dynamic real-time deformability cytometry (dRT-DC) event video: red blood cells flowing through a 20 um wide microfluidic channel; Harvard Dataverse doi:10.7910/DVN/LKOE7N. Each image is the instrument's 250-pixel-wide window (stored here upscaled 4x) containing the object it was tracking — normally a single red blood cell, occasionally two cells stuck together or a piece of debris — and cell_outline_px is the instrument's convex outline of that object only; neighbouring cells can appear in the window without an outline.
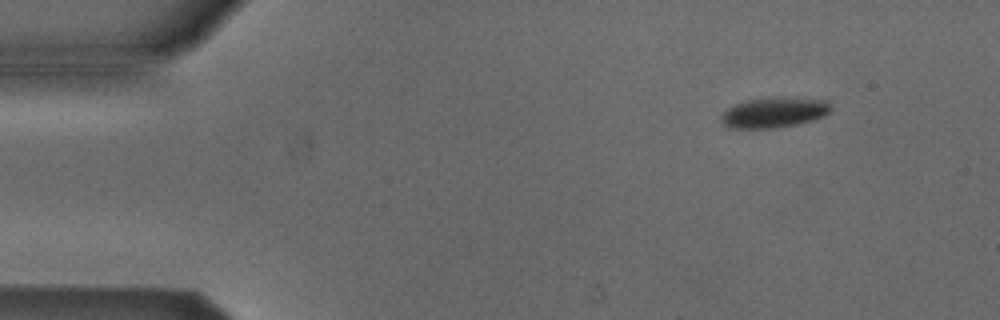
{"species": "Egyptian fruit bat (a non-hibernating species)", "species_latin": "Rousettus aegyptiacus", "temperature_condition": "cold", "stored_images_in_passage": 8, "camera_frame_rate_fps": 3000, "um_per_image_px": 0.085, "animal": {"sex": "male"}, "frame": {"image": 1, "passage_image": 1, "time_ms": 0.0, "image_size_px": [1000, 320], "cell_outline_px": [[832, 108], [828, 112], [812, 120], [796, 124], [772, 128], [732, 128], [724, 124], [720, 120], [720, 116], [728, 108], [736, 104], [748, 100], [828, 100]], "centroid_in_image_um": [65.74, 9.61], "position_along_channel_um": 19.3, "area_um2": 18.09}}
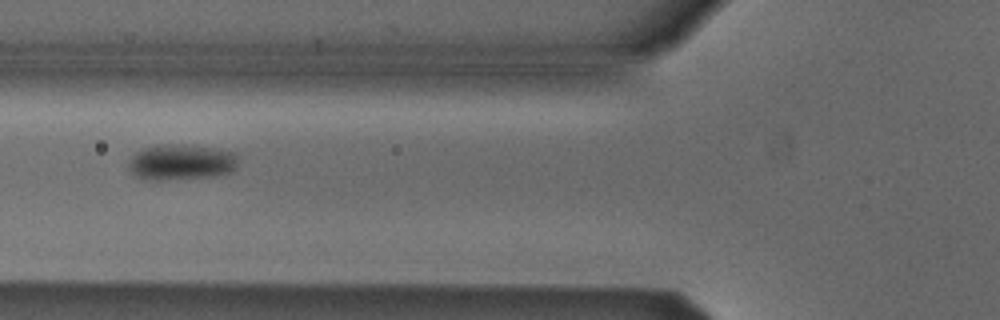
{"frame": {"image": 2, "passage_image": 4, "time_ms": 4.667, "image_size_px": [1000, 320], "cell_outline_px": [[236, 168], [232, 172], [212, 176], [160, 180], [152, 180], [136, 176], [128, 168], [128, 164], [132, 156], [136, 152], [144, 148], [160, 144], [184, 144], [212, 148], [236, 152]], "centroid_in_image_um": [15.39, 13.77], "position_along_channel_um": 110.4, "area_um2": 22.72}}
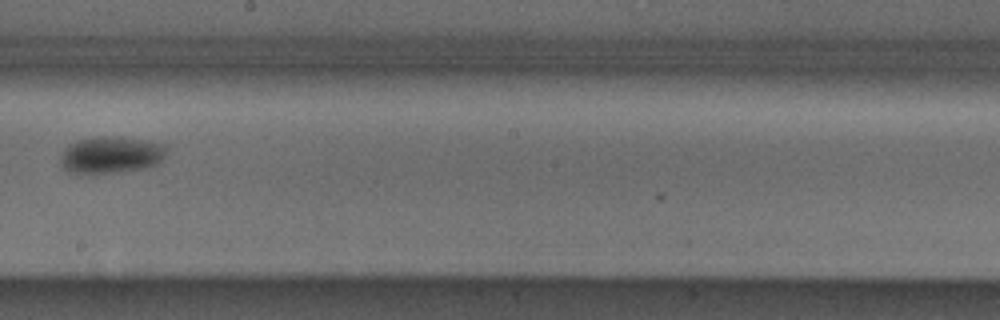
{"frame": {"image": 3, "passage_image": 7, "time_ms": 8.0, "image_size_px": [1000, 320], "cell_outline_px": [[164, 160], [160, 164], [148, 168], [120, 172], [72, 172], [64, 168], [60, 164], [60, 156], [68, 144], [76, 140], [100, 136], [120, 136], [164, 144]], "centroid_in_image_um": [9.45, 13.15], "position_along_channel_um": 238.7, "area_um2": 22.77}}